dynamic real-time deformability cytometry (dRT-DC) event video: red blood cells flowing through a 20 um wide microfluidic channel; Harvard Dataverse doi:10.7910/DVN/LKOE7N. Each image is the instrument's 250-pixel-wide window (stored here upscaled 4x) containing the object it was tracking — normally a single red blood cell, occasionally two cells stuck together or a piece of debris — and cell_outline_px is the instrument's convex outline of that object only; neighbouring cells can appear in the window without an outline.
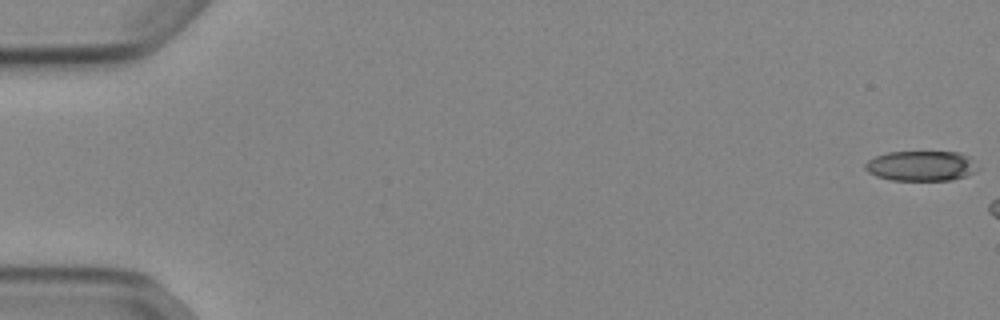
{"species": "Egyptian fruit bat (a non-hibernating species)", "species_latin": "Rousettus aegyptiacus", "temperature_condition": "cold", "stored_images_in_passage": 7, "camera_frame_rate_fps": 3000, "um_per_image_px": 0.085, "animal": {"sex": "female"}, "frame": {"image": 1, "passage_image": 1, "time_ms": 0.0, "image_size_px": [1000, 320], "cell_outline_px": [[980, 168], [964, 176], [952, 180], [892, 180], [876, 176], [868, 172], [864, 168], [864, 164], [868, 160], [876, 156], [888, 152], [960, 152], [968, 156]], "centroid_in_image_um": [78.28, 14.1], "position_along_channel_um": 6.7, "area_um2": 19.71}}